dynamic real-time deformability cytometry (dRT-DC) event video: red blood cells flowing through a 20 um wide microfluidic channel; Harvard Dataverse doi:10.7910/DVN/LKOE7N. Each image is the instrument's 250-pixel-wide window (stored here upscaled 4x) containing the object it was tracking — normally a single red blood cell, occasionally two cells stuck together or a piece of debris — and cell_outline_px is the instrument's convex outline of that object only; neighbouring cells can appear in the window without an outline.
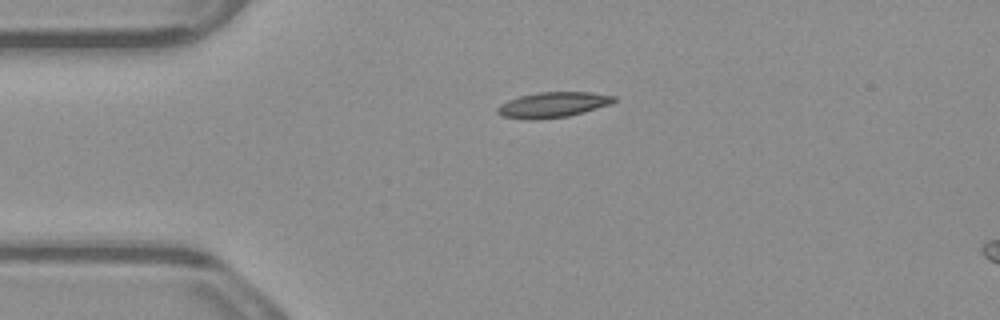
{"species": "common noctule bat (a hibernating species)", "species_latin": "Nyctalus noctula", "temperature_condition": "warm", "stored_images_in_passage": 5, "camera_frame_rate_fps": 3000, "um_per_image_px": 0.085, "animal": {"sex": "male", "body_mass_g": 23.1, "forearm_length_mm": 52.7}, "frame": {"image": 1, "passage_image": 5, "time_ms": 1.333, "image_size_px": [1000, 320], "cell_outline_px": [[616, 100], [612, 104], [584, 112], [568, 116], [536, 120], [500, 116], [496, 112], [496, 108], [500, 104], [508, 100], [520, 96], [540, 92], [592, 92], [616, 96]], "centroid_in_image_um": [47.01, 8.9], "position_along_channel_um": 38.0, "area_um2": 17.34}}